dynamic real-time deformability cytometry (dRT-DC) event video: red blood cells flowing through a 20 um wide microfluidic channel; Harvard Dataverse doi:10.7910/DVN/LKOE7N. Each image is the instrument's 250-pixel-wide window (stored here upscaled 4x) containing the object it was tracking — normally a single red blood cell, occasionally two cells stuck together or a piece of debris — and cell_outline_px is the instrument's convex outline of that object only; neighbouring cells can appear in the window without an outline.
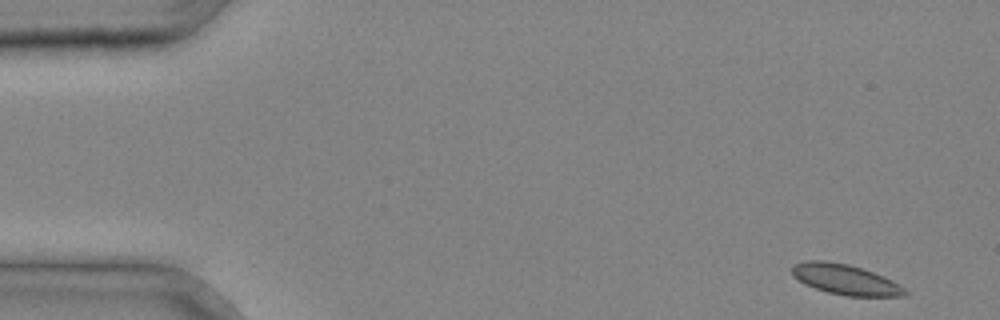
{"species": "common noctule bat (a hibernating species)", "species_latin": "Nyctalus noctula", "temperature_condition": "cold", "stored_images_in_passage": 36, "camera_frame_rate_fps": 3000, "um_per_image_px": 0.085, "animal": {"sex": "male", "body_mass_g": 20.4}, "frame": {"image": 1, "passage_image": 1, "time_ms": 0.0, "image_size_px": [1000, 320], "cell_outline_px": [[908, 296], [848, 296], [828, 292], [804, 284], [792, 276], [792, 264], [804, 260], [824, 260], [848, 264], [884, 276], [904, 288], [908, 292]], "centroid_in_image_um": [71.81, 23.75], "position_along_channel_um": 13.2, "area_um2": 19.94}}
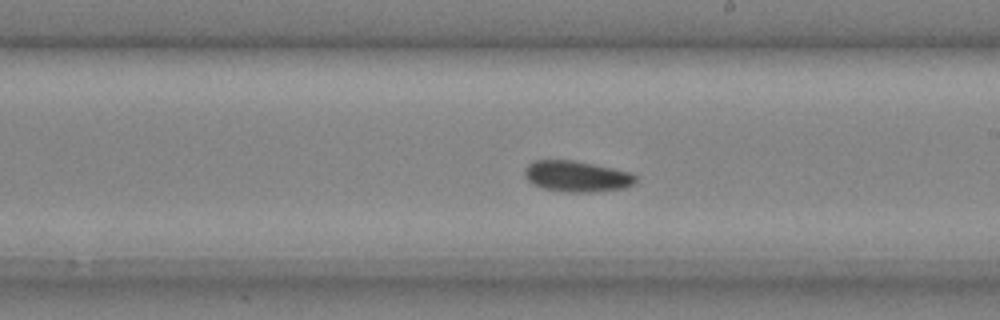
{"frame": {"image": 2, "passage_image": 21, "time_ms": 6.667, "image_size_px": [1000, 320], "cell_outline_px": [[636, 180], [632, 184], [624, 188], [592, 192], [564, 192], [540, 188], [532, 184], [524, 176], [524, 172], [528, 164], [536, 160], [572, 160], [612, 168], [628, 172], [636, 176]], "centroid_in_image_um": [48.97, 15.0], "position_along_channel_um": 240.0, "area_um2": 19.94}}
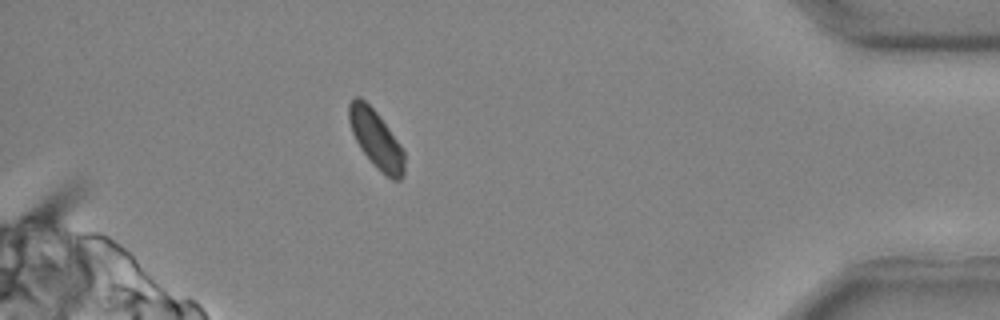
{"frame": {"image": 3, "passage_image": 33, "time_ms": 10.667, "image_size_px": [1000, 320], "cell_outline_px": [[404, 176], [400, 180], [392, 180], [376, 168], [360, 148], [352, 132], [348, 120], [348, 104], [356, 96], [360, 96], [376, 112], [400, 144], [404, 152]], "centroid_in_image_um": [31.96, 11.84], "position_along_channel_um": 403.2, "area_um2": 18.61}}